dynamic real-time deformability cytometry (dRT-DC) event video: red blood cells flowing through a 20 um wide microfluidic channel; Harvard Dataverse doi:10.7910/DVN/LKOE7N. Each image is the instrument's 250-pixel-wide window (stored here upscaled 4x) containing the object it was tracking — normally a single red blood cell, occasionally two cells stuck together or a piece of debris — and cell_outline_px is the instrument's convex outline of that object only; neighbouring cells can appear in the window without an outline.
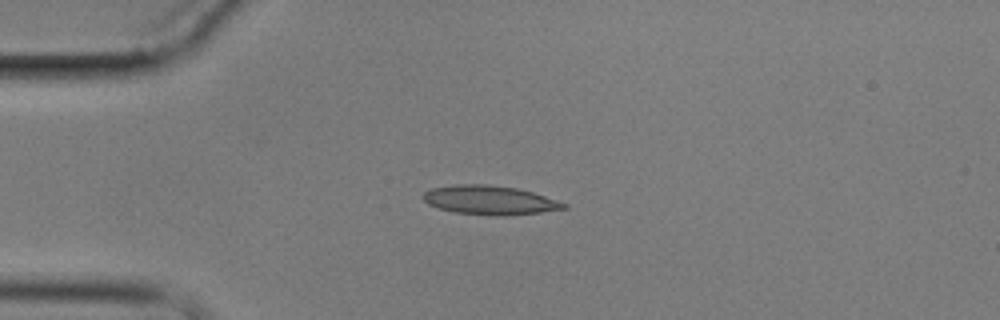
{"species": "common noctule bat (a hibernating species)", "species_latin": "Nyctalus noctula", "temperature_condition": "cold", "stored_images_in_passage": 3, "camera_frame_rate_fps": 3000, "um_per_image_px": 0.085, "animal": {"sex": "male", "body_mass_g": 17.9}, "frame": {"image": 1, "passage_image": 1, "time_ms": 0.0, "image_size_px": [1000, 320], "cell_outline_px": [[568, 208], [540, 212], [504, 216], [496, 216], [456, 212], [440, 208], [428, 204], [420, 196], [424, 192], [432, 188], [456, 184], [488, 184], [516, 188], [532, 192], [568, 204]], "centroid_in_image_um": [41.61, 17.0], "position_along_channel_um": 43.4, "area_um2": 23.7}}
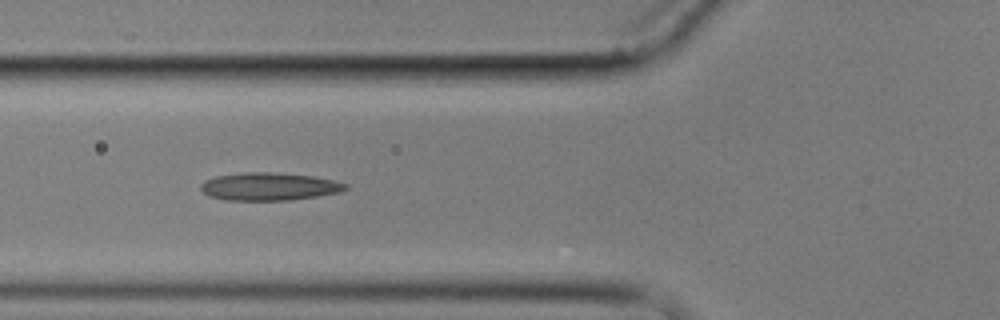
{"frame": {"image": 2, "passage_image": 3, "time_ms": 2.333, "image_size_px": [1000, 320], "cell_outline_px": [[348, 188], [340, 192], [292, 200], [224, 200], [208, 196], [200, 188], [200, 184], [204, 180], [216, 176], [244, 172], [268, 172], [312, 176], [332, 180], [348, 184]], "centroid_in_image_um": [22.84, 15.86], "position_along_channel_um": 103.0, "area_um2": 23.41}}